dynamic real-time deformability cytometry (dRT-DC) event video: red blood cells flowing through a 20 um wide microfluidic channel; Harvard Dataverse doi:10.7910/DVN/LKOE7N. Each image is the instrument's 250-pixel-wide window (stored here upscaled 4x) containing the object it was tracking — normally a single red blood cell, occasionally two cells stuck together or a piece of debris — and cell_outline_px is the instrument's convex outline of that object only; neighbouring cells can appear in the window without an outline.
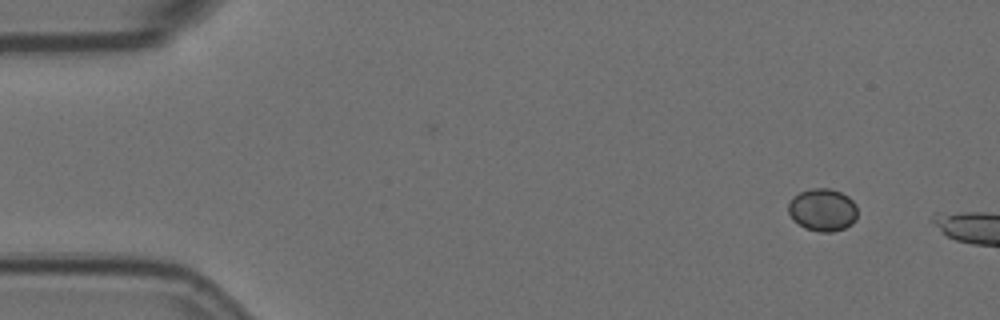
{"species": "Egyptian fruit bat (a non-hibernating species)", "species_latin": "Rousettus aegyptiacus", "temperature_condition": "room temperature", "stored_images_in_passage": 4, "camera_frame_rate_fps": 3000, "um_per_image_px": 0.085, "animal": {"sex": "female"}, "frame": {"image": 1, "passage_image": 1, "time_ms": 0.0, "image_size_px": [1000, 320], "cell_outline_px": [[856, 220], [852, 224], [844, 228], [832, 232], [820, 232], [804, 228], [792, 220], [788, 212], [788, 204], [792, 196], [800, 192], [812, 188], [828, 188], [840, 192], [848, 196], [856, 204]], "centroid_in_image_um": [69.9, 17.84], "position_along_channel_um": 15.1, "area_um2": 17.34}}